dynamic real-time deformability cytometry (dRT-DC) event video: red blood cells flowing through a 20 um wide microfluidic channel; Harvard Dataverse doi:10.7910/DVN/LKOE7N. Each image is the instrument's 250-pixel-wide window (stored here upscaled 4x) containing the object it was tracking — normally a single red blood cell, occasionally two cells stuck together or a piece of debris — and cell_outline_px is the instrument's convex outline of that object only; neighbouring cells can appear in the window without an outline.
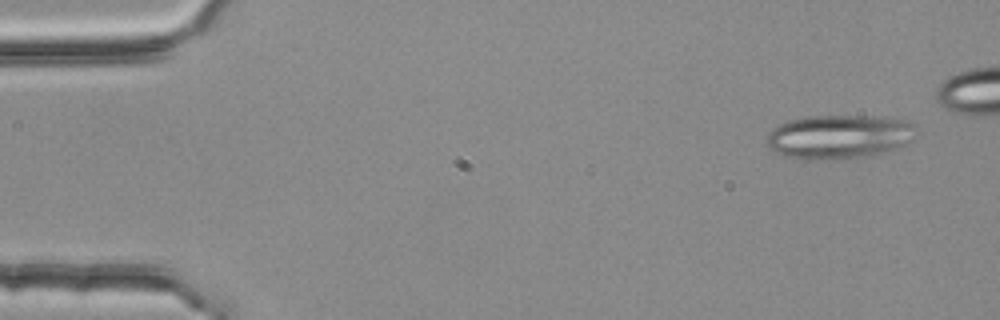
{"species": "common noctule bat (a hibernating species)", "species_latin": "Nyctalus noctula", "temperature_condition": "room temperature", "stored_images_in_passage": 4, "camera_frame_rate_fps": 3000, "um_per_image_px": 0.085, "animal": {"sex": "female", "body_mass_g": 25.1}, "frame": {"image": 1, "passage_image": 1, "time_ms": 0.0, "image_size_px": [1000, 320], "cell_outline_px": [[912, 140], [908, 144], [896, 148], [880, 152], [844, 160], [804, 160], [784, 156], [768, 148], [768, 132], [772, 128], [788, 120], [808, 116], [884, 116], [908, 120], [912, 124]], "centroid_in_image_um": [71.27, 11.62], "position_along_channel_um": 13.7, "area_um2": 38.49}}